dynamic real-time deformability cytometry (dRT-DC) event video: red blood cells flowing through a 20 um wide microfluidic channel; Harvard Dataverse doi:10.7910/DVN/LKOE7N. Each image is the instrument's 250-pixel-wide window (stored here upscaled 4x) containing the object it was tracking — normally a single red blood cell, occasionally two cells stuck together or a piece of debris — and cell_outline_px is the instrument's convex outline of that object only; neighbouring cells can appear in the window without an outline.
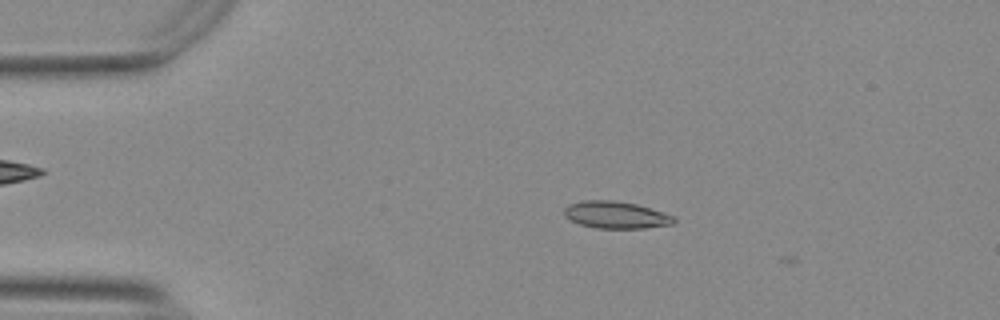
{"species": "Egyptian fruit bat (a non-hibernating species)", "species_latin": "Rousettus aegyptiacus", "temperature_condition": "warm", "stored_images_in_passage": 53, "camera_frame_rate_fps": 3000, "um_per_image_px": 0.085, "animal": {"sex": "female"}, "frame": {"image": 1, "passage_image": 10, "time_ms": 3.0, "image_size_px": [1000, 320], "cell_outline_px": [[676, 220], [672, 224], [644, 228], [596, 228], [580, 224], [564, 216], [564, 208], [568, 204], [584, 200], [612, 200], [636, 204], [672, 216]], "centroid_in_image_um": [52.29, 18.26], "position_along_channel_um": 32.7, "area_um2": 17.05}}
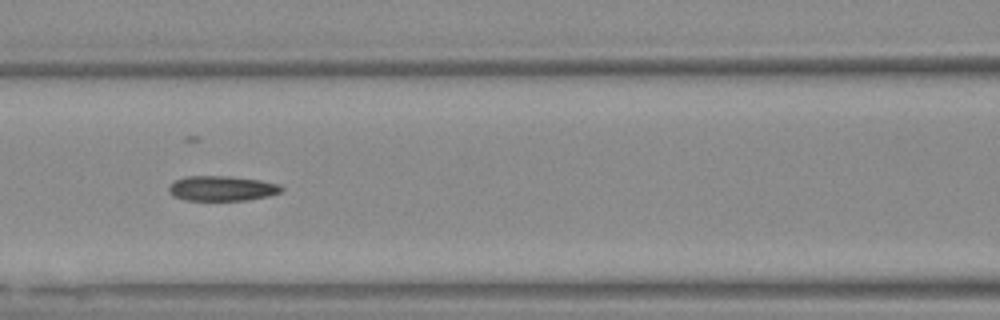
{"frame": {"image": 2, "passage_image": 23, "time_ms": 7.333, "image_size_px": [1000, 320], "cell_outline_px": [[284, 188], [280, 192], [268, 196], [248, 200], [184, 200], [172, 196], [168, 192], [168, 184], [176, 180], [188, 176], [228, 176], [260, 180], [280, 184]], "centroid_in_image_um": [18.84, 16.01], "position_along_channel_um": 147.8, "area_um2": 16.53}}
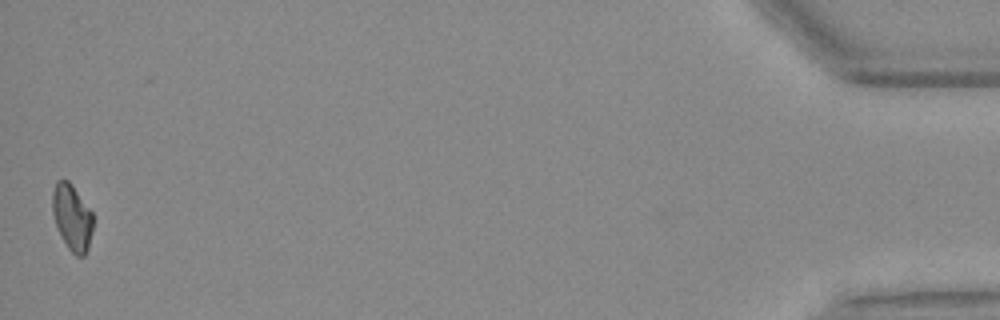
{"frame": {"image": 3, "passage_image": 53, "time_ms": 17.333, "image_size_px": [1000, 320], "cell_outline_px": [[92, 228], [88, 248], [84, 256], [76, 256], [68, 248], [56, 224], [52, 212], [52, 192], [56, 180], [68, 180], [72, 184], [92, 212]], "centroid_in_image_um": [6.11, 18.45], "position_along_channel_um": 429.1, "area_um2": 15.43}, "authors_computed_cell_mechanics": {"area_um2": 16.473, "velocity_mm_per_s": 3.7724, "shape_relaxation_time_tau1_ms": 9.278, "shape_relaxation_time_tau2_ms": 1.364, "deformation_change_tau1": 0.199, "deformation_change_tau2": 0.0614}}